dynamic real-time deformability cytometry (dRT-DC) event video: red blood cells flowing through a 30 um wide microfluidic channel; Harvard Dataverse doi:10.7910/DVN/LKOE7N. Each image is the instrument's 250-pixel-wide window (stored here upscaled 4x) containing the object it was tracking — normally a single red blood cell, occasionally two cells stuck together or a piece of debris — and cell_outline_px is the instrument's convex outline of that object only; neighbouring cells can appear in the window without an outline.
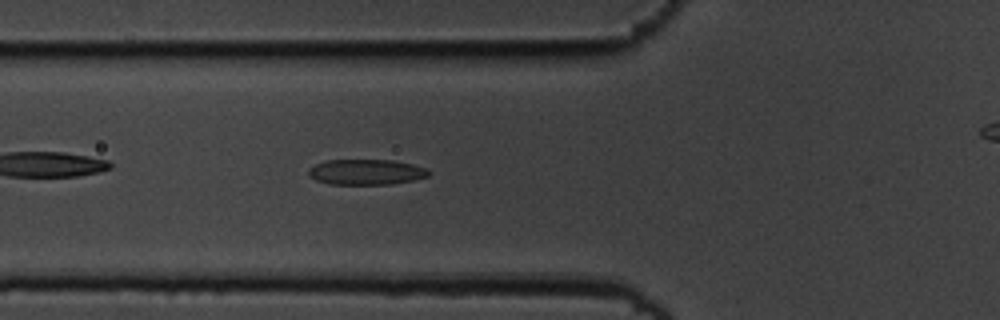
{"species": "common noctule bat (a hibernating species)", "species_latin": "Nyctalus noctula", "temperature_condition": "cold", "stored_images_in_passage": 36, "camera_frame_rate_fps": 3000, "um_per_image_px": 0.085, "animal": {"sex": "male", "body_mass_g": 19.5, "forearm_length_mm": 54.6}, "frame": {"image": 1, "passage_image": 6, "time_ms": 1.667, "image_size_px": [1000, 320], "cell_outline_px": [[432, 172], [428, 176], [416, 180], [392, 184], [328, 184], [316, 180], [308, 176], [308, 168], [316, 164], [328, 160], [392, 160], [412, 164], [428, 168]], "centroid_in_image_um": [31.15, 14.62], "position_along_channel_um": 94.6, "area_um2": 18.03}}
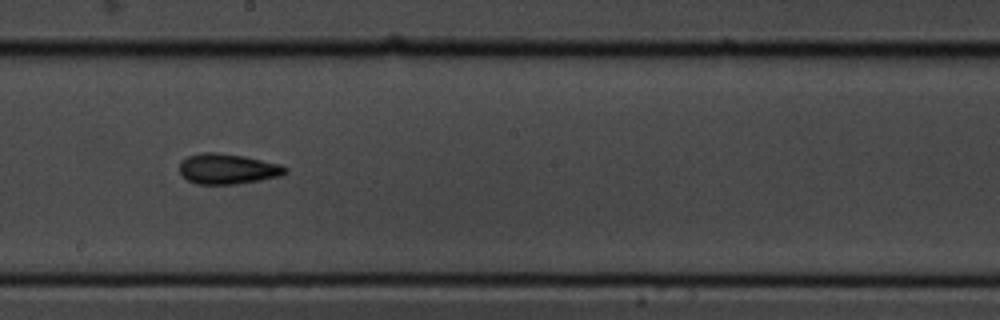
{"frame": {"image": 2, "passage_image": 17, "time_ms": 5.333, "image_size_px": [1000, 320], "cell_outline_px": [[288, 172], [280, 176], [260, 180], [236, 184], [196, 184], [188, 180], [180, 172], [180, 160], [188, 156], [204, 152], [216, 152], [244, 156], [280, 164], [288, 168]], "centroid_in_image_um": [19.36, 14.35], "position_along_channel_um": 228.8, "area_um2": 18.73}}
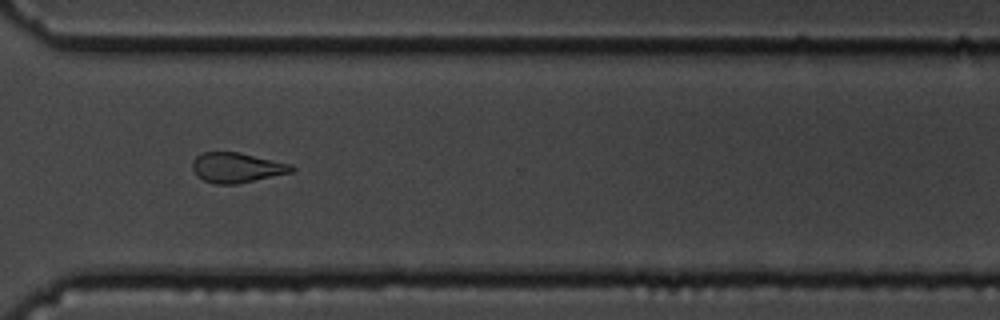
{"frame": {"image": 3, "passage_image": 27, "time_ms": 8.667, "image_size_px": [1000, 320], "cell_outline_px": [[296, 168], [292, 172], [236, 184], [216, 184], [204, 180], [196, 176], [192, 168], [192, 160], [196, 156], [204, 152], [236, 152], [292, 164]], "centroid_in_image_um": [20.1, 14.25], "position_along_channel_um": 350.5, "area_um2": 17.22}}